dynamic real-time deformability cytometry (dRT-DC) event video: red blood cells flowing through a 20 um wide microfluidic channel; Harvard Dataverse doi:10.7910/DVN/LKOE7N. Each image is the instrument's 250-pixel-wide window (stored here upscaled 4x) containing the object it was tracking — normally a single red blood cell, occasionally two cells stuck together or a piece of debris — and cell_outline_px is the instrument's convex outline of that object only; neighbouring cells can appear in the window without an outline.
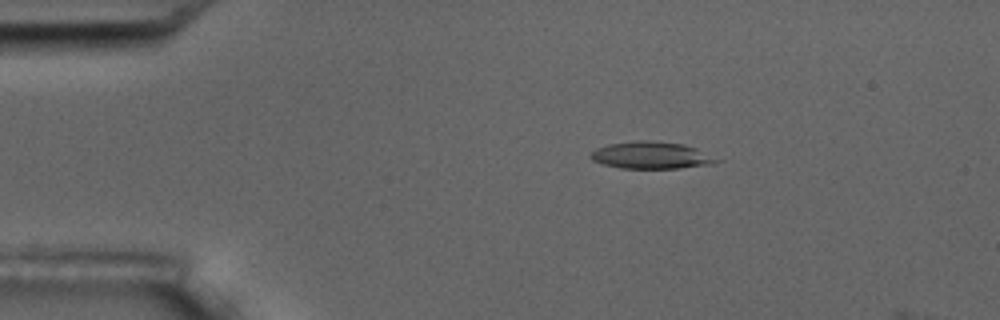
{"species": "common noctule bat (a hibernating species)", "species_latin": "Nyctalus noctula", "temperature_condition": "room temperature", "stored_images_in_passage": 4, "camera_frame_rate_fps": 3000, "um_per_image_px": 0.085, "animal": {"sex": "male", "body_mass_g": 17.5, "forearm_length_mm": 52.3}, "frame": {"image": 1, "passage_image": 3, "time_ms": 2.333, "image_size_px": [1000, 320], "cell_outline_px": [[724, 160], [712, 164], [680, 168], [620, 168], [604, 164], [592, 160], [588, 156], [596, 148], [608, 144], [636, 140], [648, 140], [684, 144], [696, 148]], "centroid_in_image_um": [55.38, 13.19], "position_along_channel_um": 29.6, "area_um2": 20.0}}